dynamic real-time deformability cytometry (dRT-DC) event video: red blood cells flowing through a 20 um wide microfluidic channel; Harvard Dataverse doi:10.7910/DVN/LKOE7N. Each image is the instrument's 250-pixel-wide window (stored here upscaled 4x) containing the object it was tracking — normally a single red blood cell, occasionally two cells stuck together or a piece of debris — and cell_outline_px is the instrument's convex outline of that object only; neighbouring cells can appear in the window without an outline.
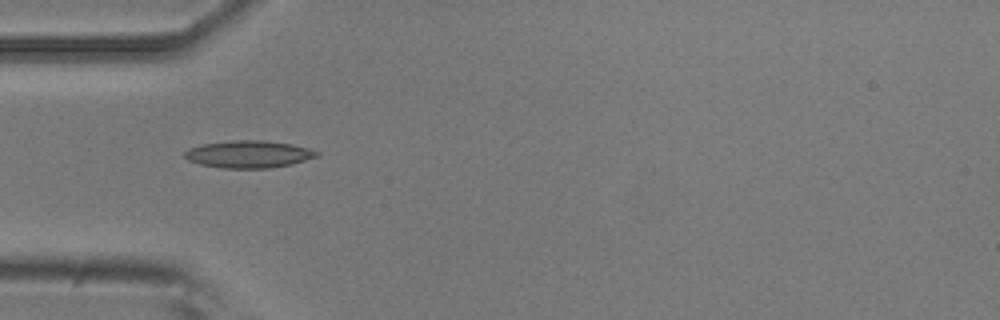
{"species": "common noctule bat (a hibernating species)", "species_latin": "Nyctalus noctula", "temperature_condition": "room temperature", "stored_images_in_passage": 7, "camera_frame_rate_fps": 3000, "um_per_image_px": 0.085, "animal": {"sex": "male", "body_mass_g": 20.5, "forearm_length_mm": 52.5}, "frame": {"image": 1, "passage_image": 3, "time_ms": 0.667, "image_size_px": [1000, 320], "cell_outline_px": [[320, 156], [292, 164], [268, 168], [220, 168], [200, 164], [188, 160], [184, 156], [184, 152], [188, 148], [200, 144], [232, 140], [264, 140], [292, 144], [308, 148], [320, 152]], "centroid_in_image_um": [21.13, 13.1], "position_along_channel_um": 63.9, "area_um2": 21.21}}
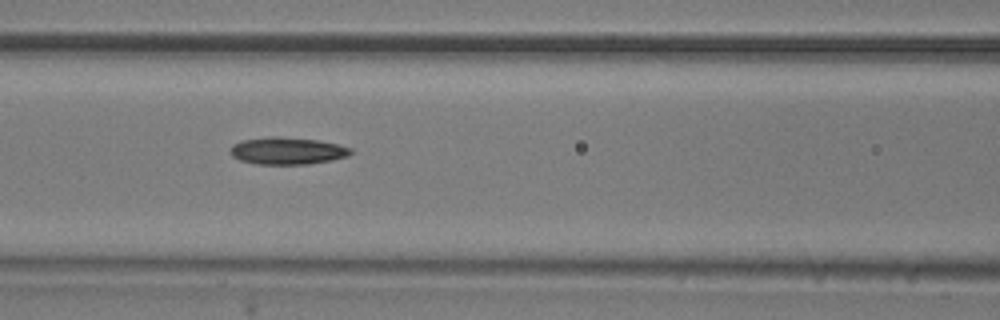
{"frame": {"image": 2, "passage_image": 5, "time_ms": 1.333, "image_size_px": [1000, 320], "cell_outline_px": [[352, 152], [348, 156], [332, 160], [308, 164], [256, 164], [240, 160], [232, 156], [228, 152], [232, 144], [240, 140], [272, 136], [280, 136], [316, 140], [336, 144], [352, 148]], "centroid_in_image_um": [24.37, 12.82], "position_along_channel_um": 142.2, "area_um2": 19.19}}
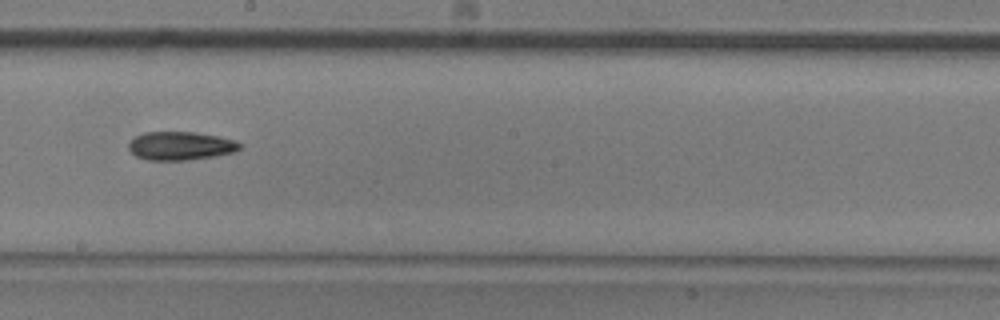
{"frame": {"image": 3, "passage_image": 7, "time_ms": 2.0, "image_size_px": [1000, 320], "cell_outline_px": [[244, 144], [240, 148], [232, 152], [216, 156], [188, 160], [148, 160], [136, 156], [128, 148], [128, 140], [144, 132], [196, 132], [220, 136]], "centroid_in_image_um": [15.33, 12.39], "position_along_channel_um": 232.9, "area_um2": 18.55}}